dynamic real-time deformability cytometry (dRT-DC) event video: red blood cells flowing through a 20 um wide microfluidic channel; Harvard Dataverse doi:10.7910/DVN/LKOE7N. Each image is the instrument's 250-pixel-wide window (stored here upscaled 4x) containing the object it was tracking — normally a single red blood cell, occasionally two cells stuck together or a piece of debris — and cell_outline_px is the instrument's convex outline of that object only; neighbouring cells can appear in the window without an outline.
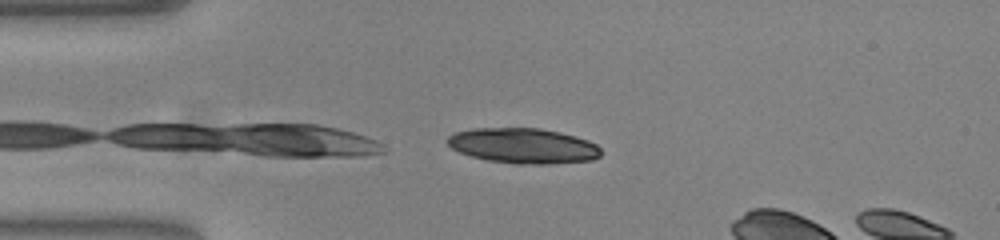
{"species": "common noctule bat (a hibernating species)", "species_latin": "Nyctalus noctula", "temperature_condition": "warm", "stored_images_in_passage": 6, "camera_frame_rate_fps": 3000, "um_per_image_px": 0.085, "animal": {"sex": "female", "body_mass_g": 23.0, "forearm_length_mm": 53.4}, "frame": {"image": 1, "passage_image": 2, "time_ms": 0.333, "image_size_px": [1000, 240], "cell_outline_px": [[600, 156], [592, 160], [548, 164], [516, 164], [488, 160], [472, 156], [460, 152], [452, 148], [444, 140], [452, 132], [472, 128], [540, 128], [560, 132], [576, 136], [588, 140], [596, 144], [600, 148]], "centroid_in_image_um": [44.45, 12.38], "position_along_channel_um": 40.6, "area_um2": 31.73}}